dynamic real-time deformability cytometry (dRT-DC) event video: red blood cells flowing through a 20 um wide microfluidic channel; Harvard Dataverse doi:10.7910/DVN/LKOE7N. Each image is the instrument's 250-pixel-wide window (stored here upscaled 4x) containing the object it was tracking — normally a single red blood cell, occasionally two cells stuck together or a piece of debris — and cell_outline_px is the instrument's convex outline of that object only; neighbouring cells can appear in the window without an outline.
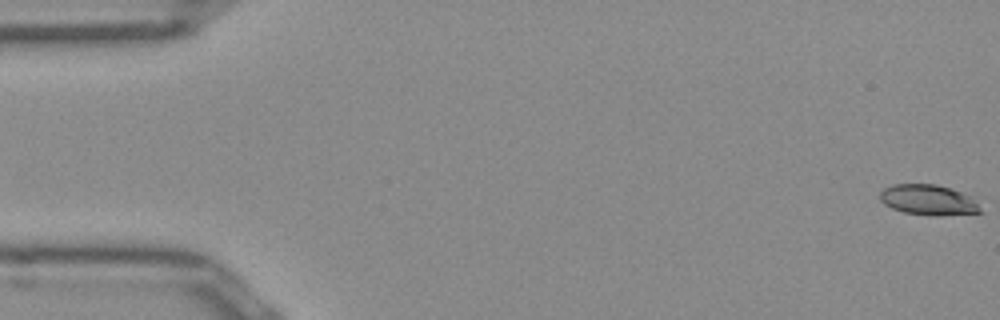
{"species": "Egyptian fruit bat (a non-hibernating species)", "species_latin": "Rousettus aegyptiacus", "temperature_condition": "room temperature", "stored_images_in_passage": 52, "camera_frame_rate_fps": 3000, "um_per_image_px": 0.085, "frame": {"image": 1, "passage_image": 1, "time_ms": 0.0, "image_size_px": [1000, 320], "cell_outline_px": [[984, 212], [940, 216], [932, 216], [904, 212], [892, 208], [884, 204], [880, 200], [880, 192], [884, 188], [892, 184], [936, 184], [972, 196]], "centroid_in_image_um": [78.92, 17.0], "position_along_channel_um": 6.1, "area_um2": 17.92}}
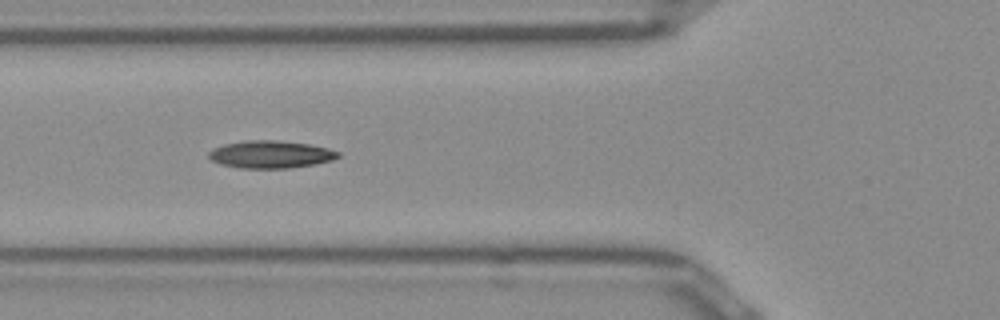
{"frame": {"image": 2, "passage_image": 19, "time_ms": 6.0, "image_size_px": [1000, 320], "cell_outline_px": [[340, 156], [332, 160], [312, 164], [288, 168], [240, 168], [220, 164], [212, 160], [208, 156], [208, 152], [212, 148], [224, 144], [244, 140], [276, 140], [308, 144], [328, 148], [340, 152]], "centroid_in_image_um": [22.97, 13.11], "position_along_channel_um": 102.8, "area_um2": 20.69}}
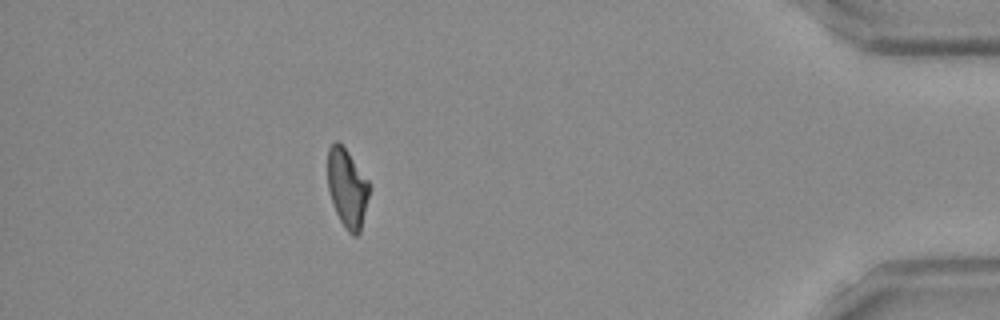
{"frame": {"image": 3, "passage_image": 46, "time_ms": 15.0, "image_size_px": [1000, 320], "cell_outline_px": [[372, 188], [360, 232], [356, 236], [352, 236], [348, 232], [340, 220], [336, 212], [328, 188], [328, 148], [336, 140], [348, 152], [372, 184]], "centroid_in_image_um": [29.56, 16.01], "position_along_channel_um": 405.6, "area_um2": 19.31}, "authors_computed_cell_mechanics": {"area_um2": 19.5653, "velocity_mm_per_s": 3.9628, "shape_relaxation_time_tau1_ms": null, "shape_relaxation_time_tau2_ms": 4.2577, "deformation_change_tau1": null, "deformation_change_tau2": 0.1112}}